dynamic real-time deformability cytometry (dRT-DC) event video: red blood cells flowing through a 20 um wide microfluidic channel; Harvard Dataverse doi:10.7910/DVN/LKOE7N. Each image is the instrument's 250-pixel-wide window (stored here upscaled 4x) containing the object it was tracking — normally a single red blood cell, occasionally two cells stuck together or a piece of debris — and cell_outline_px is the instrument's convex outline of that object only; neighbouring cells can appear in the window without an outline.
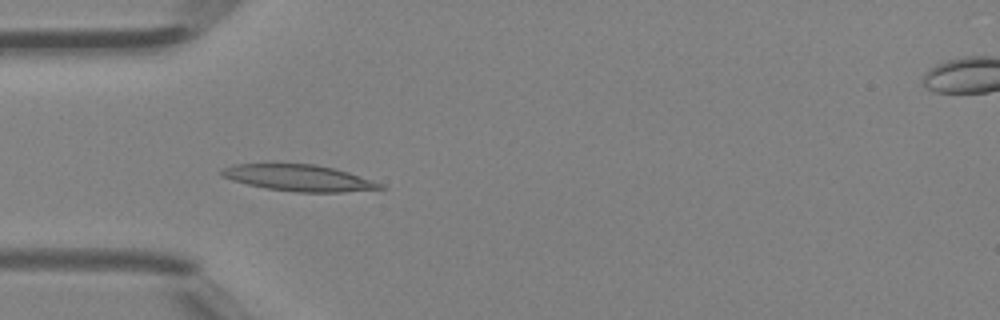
{"species": "Egyptian fruit bat (a non-hibernating species)", "species_latin": "Rousettus aegyptiacus", "temperature_condition": "room temperature", "stored_images_in_passage": 4, "camera_frame_rate_fps": 3000, "um_per_image_px": 0.085, "animal": {"sex": "female"}, "frame": {"image": 1, "passage_image": 2, "time_ms": 0.333, "image_size_px": [1000, 320], "cell_outline_px": [[388, 188], [344, 192], [296, 192], [268, 188], [248, 184], [232, 180], [220, 176], [220, 172], [224, 168], [236, 164], [312, 164], [332, 168], [348, 172], [384, 184]], "centroid_in_image_um": [25.44, 15.13], "position_along_channel_um": 59.6, "area_um2": 24.1}}
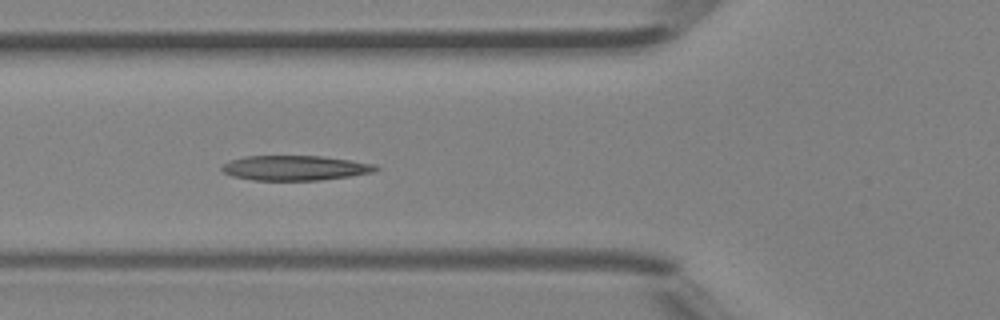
{"frame": {"image": 2, "passage_image": 3, "time_ms": 0.667, "image_size_px": [1000, 320], "cell_outline_px": [[380, 168], [372, 172], [352, 176], [320, 180], [252, 180], [232, 176], [224, 172], [220, 168], [224, 164], [232, 160], [244, 156], [320, 156], [376, 164]], "centroid_in_image_um": [25.08, 14.28], "position_along_channel_um": 100.7, "area_um2": 22.2}}
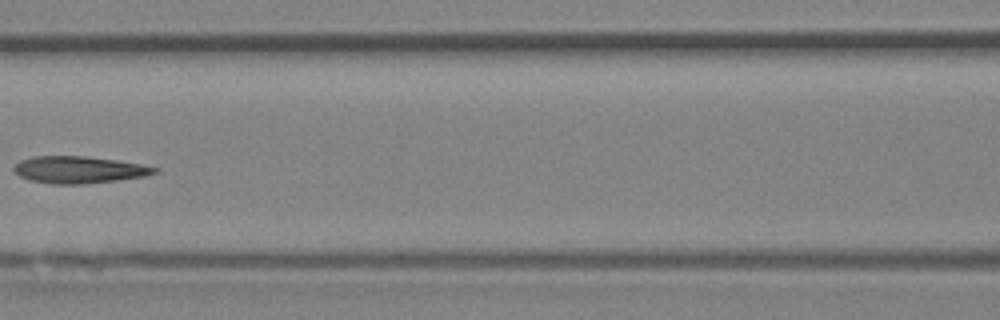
{"frame": {"image": 3, "passage_image": 4, "time_ms": 1.0, "image_size_px": [1000, 320], "cell_outline_px": [[160, 168], [156, 172], [144, 176], [116, 180], [84, 184], [52, 184], [28, 180], [20, 176], [12, 168], [20, 160], [32, 156], [84, 156], [116, 160], [140, 164]], "centroid_in_image_um": [6.67, 14.43], "position_along_channel_um": 159.9, "area_um2": 22.02}}